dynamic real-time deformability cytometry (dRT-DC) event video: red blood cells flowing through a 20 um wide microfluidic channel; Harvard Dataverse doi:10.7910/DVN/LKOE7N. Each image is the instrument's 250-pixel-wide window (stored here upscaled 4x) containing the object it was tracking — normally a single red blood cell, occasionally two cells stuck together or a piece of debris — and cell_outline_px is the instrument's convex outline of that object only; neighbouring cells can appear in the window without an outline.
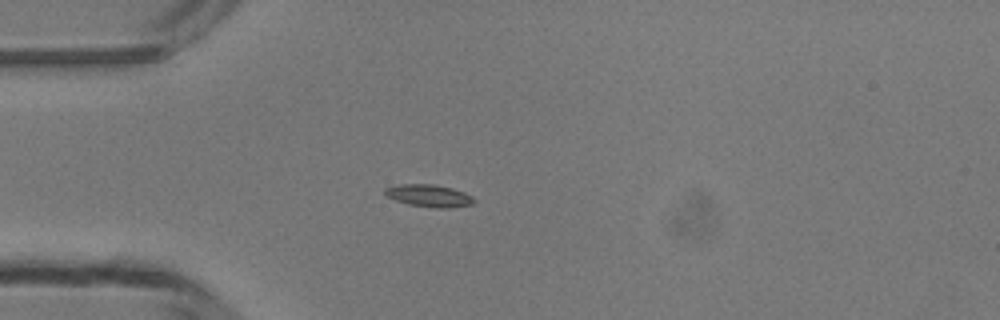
{"species": "common noctule bat (a hibernating species)", "species_latin": "Nyctalus noctula", "temperature_condition": "room temperature", "stored_images_in_passage": 30, "camera_frame_rate_fps": 3000, "um_per_image_px": 0.085, "animal": {"sex": "male", "body_mass_g": 13.3}, "frame": {"image": 1, "passage_image": 5, "time_ms": 1.333, "image_size_px": [1000, 320], "cell_outline_px": [[476, 200], [472, 204], [452, 208], [436, 208], [408, 204], [396, 200], [388, 196], [384, 192], [384, 188], [396, 184], [432, 184], [452, 188], [464, 192], [472, 196]], "centroid_in_image_um": [36.48, 16.63], "position_along_channel_um": 48.5, "area_um2": 11.62}}
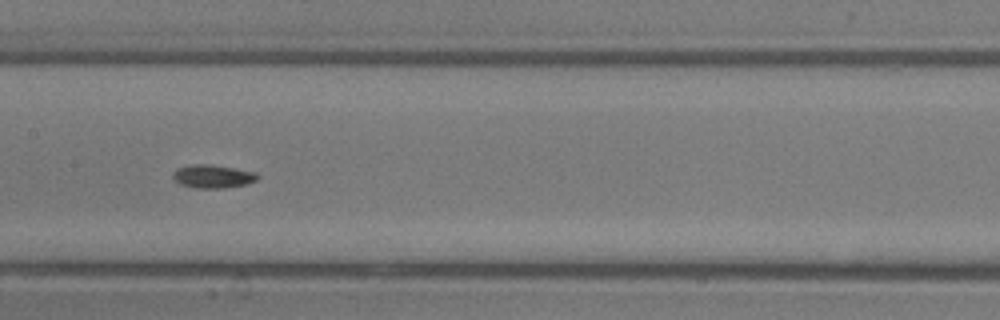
{"frame": {"image": 2, "passage_image": 16, "time_ms": 5.0, "image_size_px": [1000, 320], "cell_outline_px": [[260, 176], [256, 180], [248, 184], [224, 188], [196, 188], [180, 184], [172, 176], [180, 168], [192, 164], [208, 164], [256, 172]], "centroid_in_image_um": [18.15, 15.0], "position_along_channel_um": 189.3, "area_um2": 11.27}}
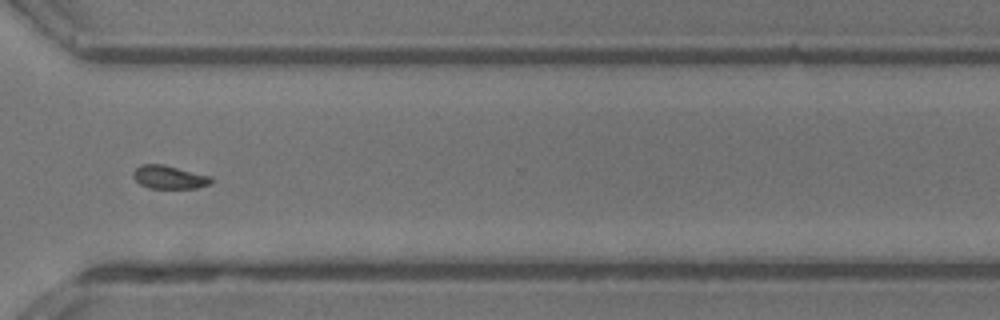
{"frame": {"image": 3, "passage_image": 28, "time_ms": 9.0, "image_size_px": [1000, 320], "cell_outline_px": [[212, 180], [208, 184], [196, 188], [148, 188], [140, 184], [132, 176], [132, 172], [140, 164], [160, 164], [212, 176]], "centroid_in_image_um": [14.34, 15.06], "position_along_channel_um": 356.3, "area_um2": 10.46}, "authors_computed_cell_mechanics": {"area_um2": 11.0109, "velocity_mm_per_s": 4.1796, "shape_relaxation_time_tau1_ms": 3.0651, "shape_relaxation_time_tau2_ms": 5.5044, "deformation_change_tau1": 0.0941, "deformation_change_tau2": 0.1047}}